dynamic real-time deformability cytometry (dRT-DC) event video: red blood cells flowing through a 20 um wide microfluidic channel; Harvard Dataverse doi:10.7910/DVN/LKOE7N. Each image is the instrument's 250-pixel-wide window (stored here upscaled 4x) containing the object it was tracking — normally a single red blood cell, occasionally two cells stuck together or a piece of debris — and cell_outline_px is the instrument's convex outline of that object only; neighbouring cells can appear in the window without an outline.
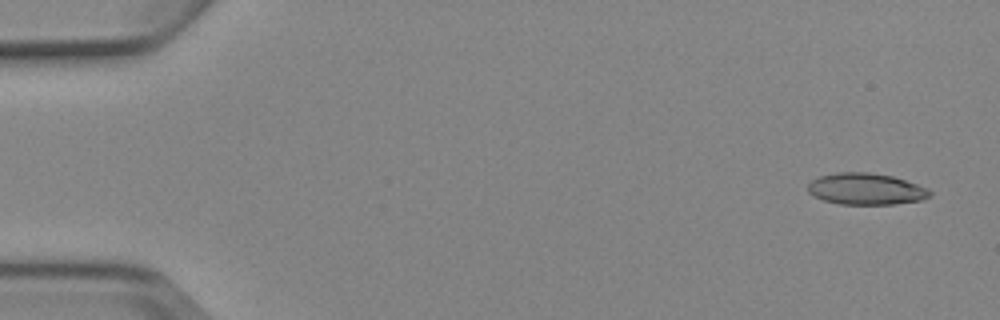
{"species": "Egyptian fruit bat (a non-hibernating species)", "species_latin": "Rousettus aegyptiacus", "temperature_condition": "cold", "stored_images_in_passage": 5, "camera_frame_rate_fps": 3000, "um_per_image_px": 0.085, "animal": {"sex": "female"}, "frame": {"image": 1, "passage_image": 1, "time_ms": 0.0, "image_size_px": [1000, 320], "cell_outline_px": [[932, 196], [924, 200], [892, 204], [840, 204], [824, 200], [808, 192], [808, 184], [812, 180], [820, 176], [836, 172], [868, 172], [892, 176], [928, 188], [932, 192]], "centroid_in_image_um": [73.64, 16.06], "position_along_channel_um": 11.4, "area_um2": 22.37}}
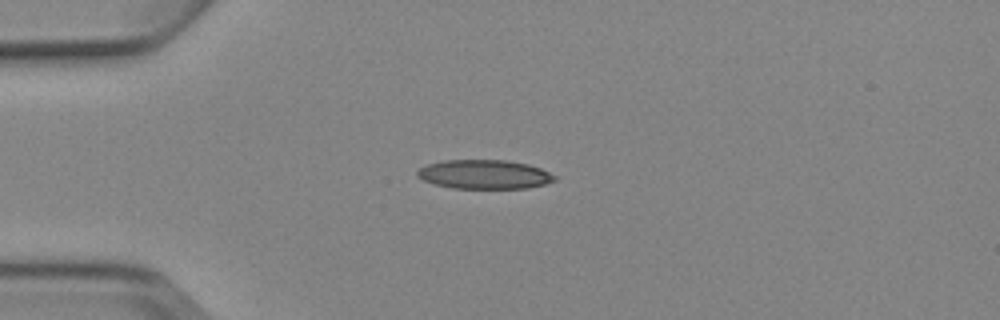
{"frame": {"image": 2, "passage_image": 4, "time_ms": 3.667, "image_size_px": [1000, 320], "cell_outline_px": [[556, 180], [544, 184], [528, 188], [452, 188], [436, 184], [424, 180], [416, 176], [416, 172], [420, 168], [428, 164], [444, 160], [508, 160], [528, 164], [540, 168], [556, 176]], "centroid_in_image_um": [41.17, 14.82], "position_along_channel_um": 43.8, "area_um2": 23.18}}